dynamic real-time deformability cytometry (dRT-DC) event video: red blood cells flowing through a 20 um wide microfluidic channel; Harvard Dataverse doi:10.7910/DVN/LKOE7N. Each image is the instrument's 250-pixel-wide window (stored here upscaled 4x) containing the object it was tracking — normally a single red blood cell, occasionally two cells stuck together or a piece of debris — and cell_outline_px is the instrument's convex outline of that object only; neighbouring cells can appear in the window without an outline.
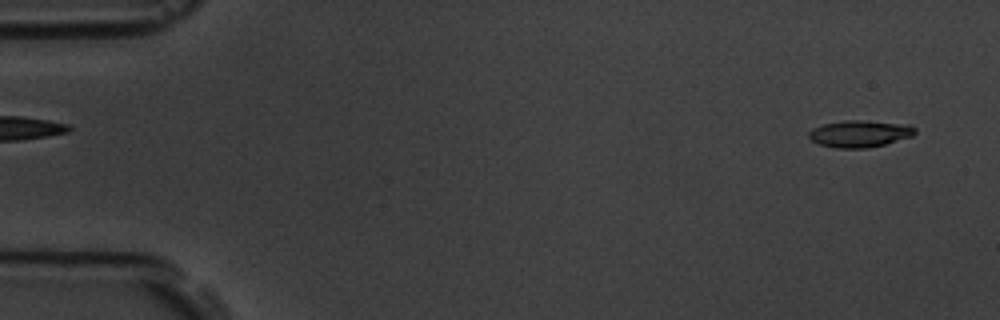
{"species": "common noctule bat (a hibernating species)", "species_latin": "Nyctalus noctula", "temperature_condition": "room temperature", "stored_images_in_passage": 4, "camera_frame_rate_fps": 3000, "um_per_image_px": 0.085, "animal": {"sex": "male", "body_mass_g": 19.5, "forearm_length_mm": 54.6}, "frame": {"image": 1, "passage_image": 1, "time_ms": 0.0, "image_size_px": [1000, 320], "cell_outline_px": [[916, 132], [912, 136], [884, 144], [868, 148], [836, 148], [820, 144], [812, 140], [808, 136], [808, 132], [812, 128], [824, 124], [844, 120], [860, 120], [912, 124], [916, 128]], "centroid_in_image_um": [73.1, 11.35], "position_along_channel_um": 11.9, "area_um2": 16.7}}
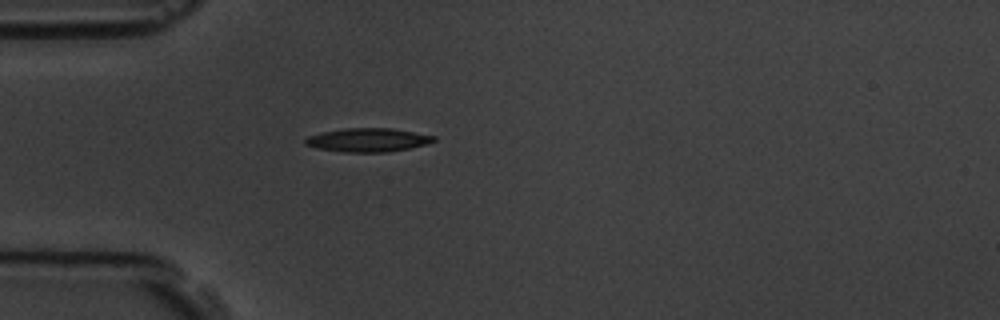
{"frame": {"image": 2, "passage_image": 4, "time_ms": 4.333, "image_size_px": [1000, 320], "cell_outline_px": [[436, 140], [428, 144], [388, 152], [344, 152], [316, 148], [304, 144], [304, 140], [308, 136], [320, 132], [344, 128], [392, 128], [436, 136]], "centroid_in_image_um": [31.26, 11.89], "position_along_channel_um": 53.7, "area_um2": 17.8}}